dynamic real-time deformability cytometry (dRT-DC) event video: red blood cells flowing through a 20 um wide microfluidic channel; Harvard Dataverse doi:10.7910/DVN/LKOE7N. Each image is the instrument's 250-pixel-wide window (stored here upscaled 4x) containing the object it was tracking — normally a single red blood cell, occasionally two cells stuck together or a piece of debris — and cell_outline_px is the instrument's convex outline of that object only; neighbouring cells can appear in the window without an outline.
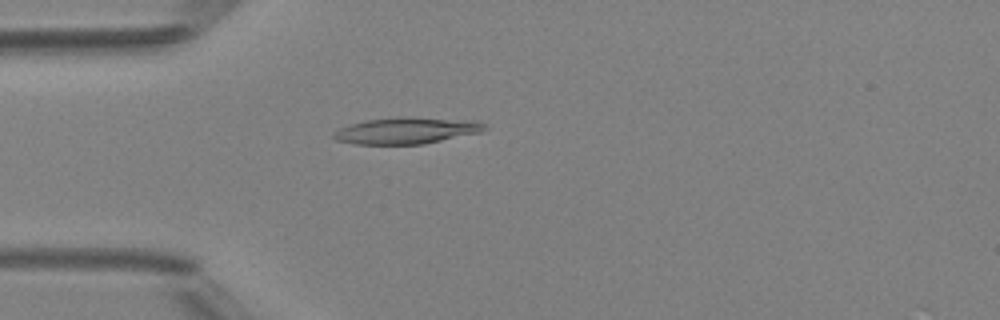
{"species": "Egyptian fruit bat (a non-hibernating species)", "species_latin": "Rousettus aegyptiacus", "temperature_condition": "room temperature", "stored_images_in_passage": 49, "camera_frame_rate_fps": 3000, "um_per_image_px": 0.085, "animal": {"sex": "female"}, "frame": {"image": 1, "passage_image": 14, "time_ms": 4.333, "image_size_px": [1000, 320], "cell_outline_px": [[488, 128], [480, 132], [424, 144], [356, 144], [336, 140], [332, 136], [332, 132], [340, 128], [352, 124], [368, 120], [400, 116], [476, 120], [484, 124]], "centroid_in_image_um": [34.57, 11.09], "position_along_channel_um": 50.4, "area_um2": 23.29}}
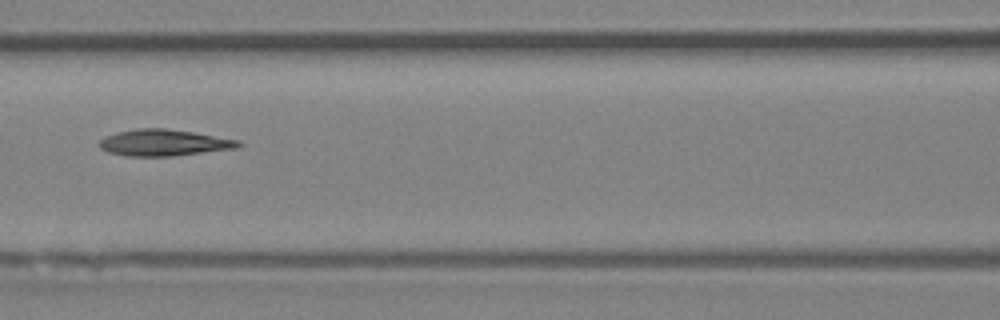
{"frame": {"image": 2, "passage_image": 22, "time_ms": 7.0, "image_size_px": [1000, 320], "cell_outline_px": [[244, 144], [236, 148], [172, 156], [124, 156], [108, 152], [100, 148], [100, 140], [104, 136], [116, 132], [136, 128], [168, 128], [240, 140]], "centroid_in_image_um": [13.91, 12.12], "position_along_channel_um": 152.7, "area_um2": 21.5}}
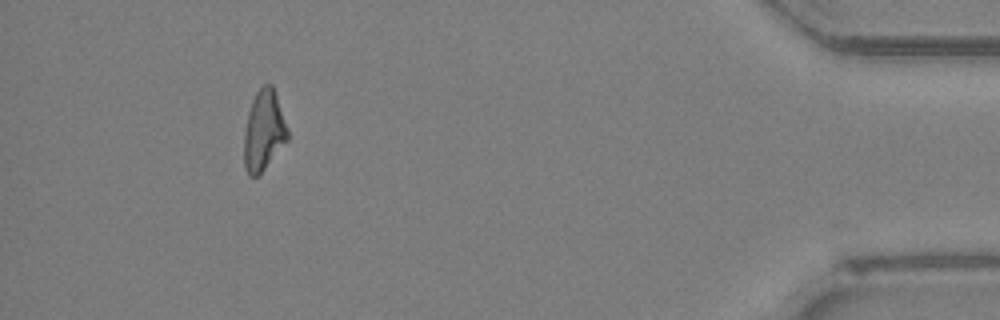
{"frame": {"image": 3, "passage_image": 45, "time_ms": 14.667, "image_size_px": [1000, 320], "cell_outline_px": [[288, 140], [264, 168], [256, 176], [248, 176], [244, 168], [244, 132], [248, 112], [252, 100], [256, 92], [264, 84], [272, 84], [288, 128]], "centroid_in_image_um": [22.41, 11.1], "position_along_channel_um": 412.8, "area_um2": 20.23}, "authors_computed_cell_mechanics": {"area_um2": 21.4438, "velocity_mm_per_s": 4.2324, "shape_relaxation_time_tau1_ms": 6.5061, "shape_relaxation_time_tau2_ms": 2.6952, "deformation_change_tau1": 0.183, "deformation_change_tau2": 0.0996}}